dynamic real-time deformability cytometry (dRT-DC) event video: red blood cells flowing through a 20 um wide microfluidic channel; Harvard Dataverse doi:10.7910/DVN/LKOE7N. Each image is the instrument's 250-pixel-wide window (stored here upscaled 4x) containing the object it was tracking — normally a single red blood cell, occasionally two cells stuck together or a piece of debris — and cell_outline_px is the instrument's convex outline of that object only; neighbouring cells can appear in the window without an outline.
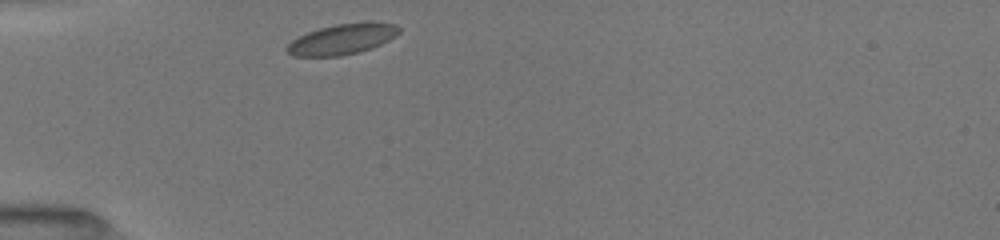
{"species": "common noctule bat (a hibernating species)", "species_latin": "Nyctalus noctula", "temperature_condition": "room temperature", "stored_images_in_passage": 31, "camera_frame_rate_fps": 3000, "um_per_image_px": 0.085, "animal": {"sex": "female", "body_mass_g": 19.5, "forearm_length_mm": 54.1}, "frame": {"image": 1, "passage_image": 1, "time_ms": 0.0, "image_size_px": [1000, 240], "cell_outline_px": [[400, 32], [396, 36], [372, 48], [360, 52], [340, 56], [292, 56], [284, 48], [292, 40], [308, 32], [320, 28], [336, 24], [396, 24], [400, 28]], "centroid_in_image_um": [29.04, 3.37], "position_along_channel_um": 56.0, "area_um2": 19.36}}
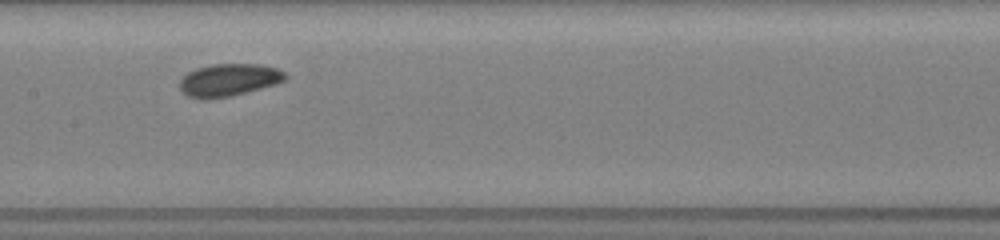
{"frame": {"image": 2, "passage_image": 12, "time_ms": 3.667, "image_size_px": [1000, 240], "cell_outline_px": [[288, 76], [284, 80], [276, 84], [232, 96], [204, 100], [200, 100], [188, 96], [180, 92], [180, 80], [188, 72], [196, 68], [212, 64], [260, 64], [276, 68], [284, 72]], "centroid_in_image_um": [19.42, 6.81], "position_along_channel_um": 188.0, "area_um2": 20.17}}
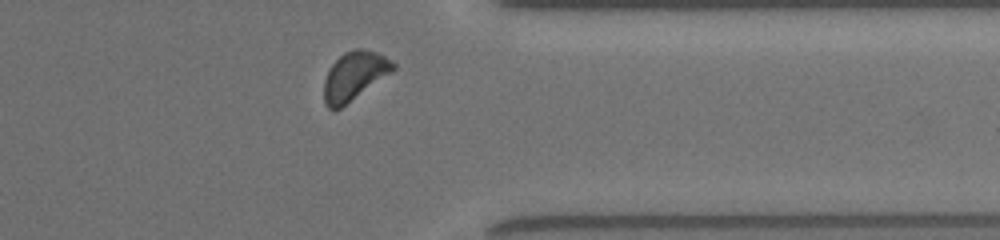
{"frame": {"image": 3, "passage_image": 27, "time_ms": 8.667, "image_size_px": [1000, 240], "cell_outline_px": [[396, 68], [340, 108], [332, 112], [324, 104], [324, 80], [332, 64], [344, 52], [356, 48], [364, 48], [376, 52], [392, 60], [396, 64]], "centroid_in_image_um": [30.09, 6.44], "position_along_channel_um": 381.3, "area_um2": 19.31}, "authors_computed_cell_mechanics": {"area_um2": 19.3052, "velocity_mm_per_s": 3.9547, "shape_relaxation_time_tau1_ms": null, "shape_relaxation_time_tau2_ms": 6.1855, "deformation_change_tau1": null, "deformation_change_tau2": 0.0888}}